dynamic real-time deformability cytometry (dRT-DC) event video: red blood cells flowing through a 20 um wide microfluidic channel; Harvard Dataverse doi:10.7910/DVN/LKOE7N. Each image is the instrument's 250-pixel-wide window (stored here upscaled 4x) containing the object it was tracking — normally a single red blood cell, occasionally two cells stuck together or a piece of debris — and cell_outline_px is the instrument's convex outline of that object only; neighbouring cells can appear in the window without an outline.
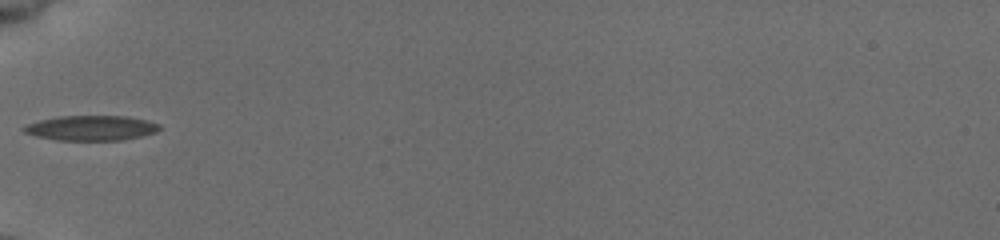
{"species": "common noctule bat (a hibernating species)", "species_latin": "Nyctalus noctula", "temperature_condition": "cold", "stored_images_in_passage": 31, "camera_frame_rate_fps": 3000, "um_per_image_px": 0.085, "animal": {"sex": "female", "body_mass_g": 19.5, "forearm_length_mm": 54.1}, "frame": {"image": 1, "passage_image": 1, "time_ms": 0.0, "image_size_px": [1000, 240], "cell_outline_px": [[160, 128], [156, 132], [140, 136], [120, 140], [56, 140], [36, 136], [24, 132], [20, 128], [28, 124], [40, 120], [56, 116], [124, 116], [144, 120], [160, 124]], "centroid_in_image_um": [7.7, 10.88], "position_along_channel_um": 77.3, "area_um2": 19.59}}
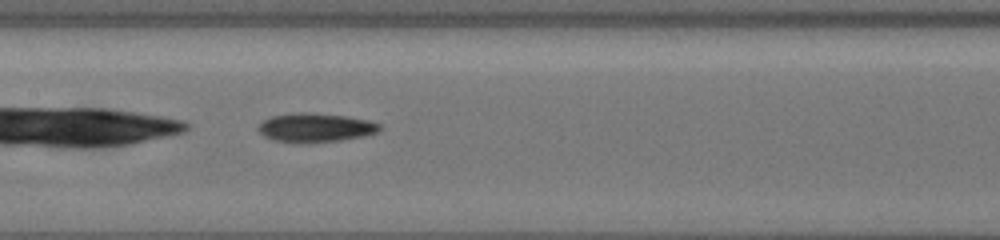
{"frame": {"image": 2, "passage_image": 9, "time_ms": 2.667, "image_size_px": [1000, 240], "cell_outline_px": [[380, 128], [376, 132], [360, 136], [340, 140], [276, 140], [264, 136], [256, 128], [264, 120], [272, 116], [296, 112], [312, 112], [344, 116], [368, 120], [380, 124]], "centroid_in_image_um": [26.8, 10.79], "position_along_channel_um": 180.6, "area_um2": 19.42}}
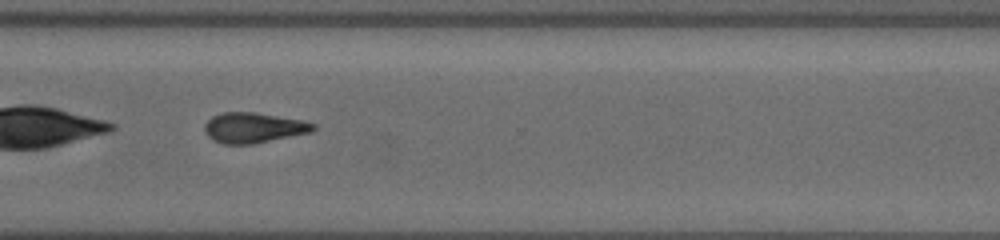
{"frame": {"image": 3, "passage_image": 22, "time_ms": 7.0, "image_size_px": [1000, 240], "cell_outline_px": [[316, 128], [312, 132], [252, 144], [224, 144], [212, 140], [204, 132], [204, 124], [212, 116], [224, 112], [256, 112], [304, 120], [316, 124]], "centroid_in_image_um": [21.56, 10.85], "position_along_channel_um": 349.0, "area_um2": 19.36}, "authors_computed_cell_mechanics": {"area_um2": 19.4208, "velocity_mm_per_s": 3.8982, "shape_relaxation_time_tau1_ms": 3.9533, "shape_relaxation_time_tau2_ms": 4.3893, "deformation_change_tau1": 0.1396, "deformation_change_tau2": 0.1366}}